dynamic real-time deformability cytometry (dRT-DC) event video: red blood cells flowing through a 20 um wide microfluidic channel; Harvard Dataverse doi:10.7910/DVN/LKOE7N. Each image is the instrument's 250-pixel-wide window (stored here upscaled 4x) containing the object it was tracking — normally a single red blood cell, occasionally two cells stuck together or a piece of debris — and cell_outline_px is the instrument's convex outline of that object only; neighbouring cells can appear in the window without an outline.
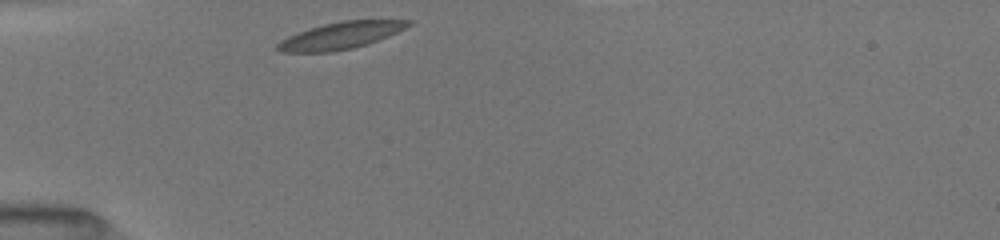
{"species": "common noctule bat (a hibernating species)", "species_latin": "Nyctalus noctula", "temperature_condition": "room temperature", "stored_images_in_passage": 26, "camera_frame_rate_fps": 3000, "um_per_image_px": 0.085, "animal": {"sex": "female", "body_mass_g": 19.5, "forearm_length_mm": 54.1}, "frame": {"image": 1, "passage_image": 1, "time_ms": 0.0, "image_size_px": [1000, 240], "cell_outline_px": [[412, 24], [388, 36], [368, 44], [352, 48], [332, 52], [280, 52], [276, 48], [276, 44], [280, 40], [288, 36], [308, 28], [340, 20], [412, 20]], "centroid_in_image_um": [28.92, 3.02], "position_along_channel_um": 56.1, "area_um2": 20.52}}
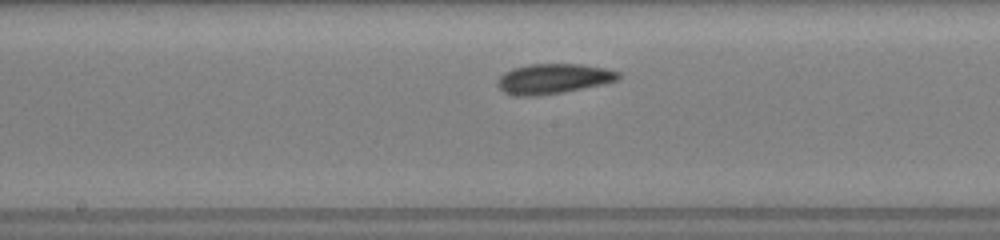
{"frame": {"image": 2, "passage_image": 13, "time_ms": 4.0, "image_size_px": [1000, 240], "cell_outline_px": [[620, 80], [604, 84], [564, 92], [536, 96], [512, 96], [504, 92], [496, 84], [500, 76], [504, 72], [512, 68], [528, 64], [580, 64], [608, 68], [620, 72]], "centroid_in_image_um": [47.05, 6.69], "position_along_channel_um": 201.2, "area_um2": 21.5}}
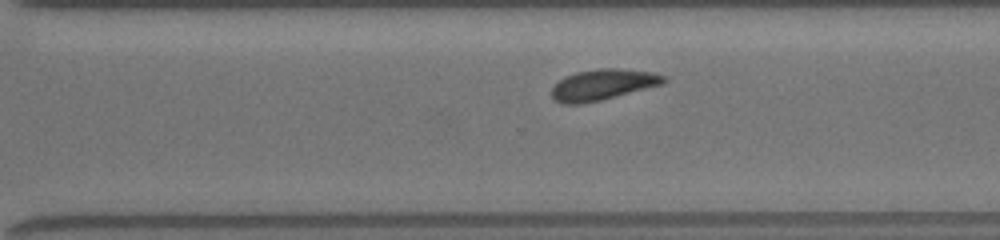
{"frame": {"image": 3, "passage_image": 23, "time_ms": 7.0, "image_size_px": [1000, 240], "cell_outline_px": [[668, 80], [664, 84], [600, 100], [580, 104], [560, 104], [552, 96], [552, 88], [564, 76], [576, 72], [600, 68], [620, 68], [652, 72], [664, 76]], "centroid_in_image_um": [51.25, 7.19], "position_along_channel_um": 319.3, "area_um2": 20.11}}